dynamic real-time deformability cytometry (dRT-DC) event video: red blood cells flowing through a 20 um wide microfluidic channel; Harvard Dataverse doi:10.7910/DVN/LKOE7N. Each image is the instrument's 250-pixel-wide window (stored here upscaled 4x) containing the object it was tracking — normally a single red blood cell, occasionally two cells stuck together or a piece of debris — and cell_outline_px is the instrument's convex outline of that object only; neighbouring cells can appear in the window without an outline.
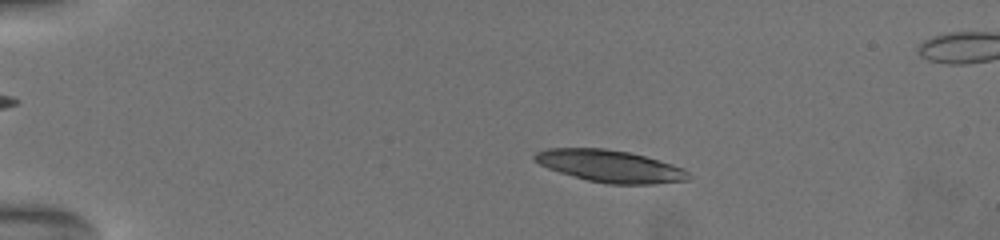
{"species": "common noctule bat (a hibernating species)", "species_latin": "Nyctalus noctula", "temperature_condition": "warm", "stored_images_in_passage": 47, "camera_frame_rate_fps": 3000, "um_per_image_px": 0.085, "animal": {"sex": "female", "body_mass_g": 19.5, "forearm_length_mm": 54.1}, "frame": {"image": 1, "passage_image": 6, "time_ms": 2.333, "image_size_px": [1000, 240], "cell_outline_px": [[688, 180], [652, 184], [608, 184], [588, 180], [560, 172], [548, 168], [540, 164], [532, 156], [536, 152], [548, 148], [604, 148], [628, 152], [644, 156], [672, 164], [688, 172]], "centroid_in_image_um": [51.83, 14.12], "position_along_channel_um": 33.2, "area_um2": 28.38}}